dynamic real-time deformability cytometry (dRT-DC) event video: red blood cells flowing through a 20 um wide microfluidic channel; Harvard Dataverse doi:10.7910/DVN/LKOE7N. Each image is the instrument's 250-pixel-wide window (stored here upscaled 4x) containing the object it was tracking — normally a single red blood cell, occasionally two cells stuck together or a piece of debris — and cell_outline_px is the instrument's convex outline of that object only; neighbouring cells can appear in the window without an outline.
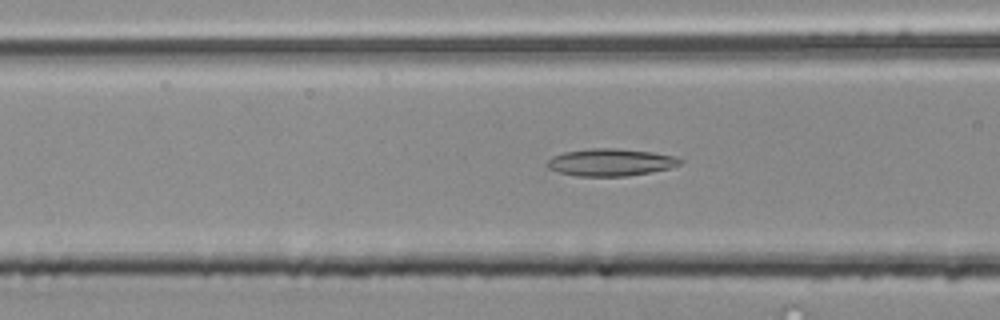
{"species": "common noctule bat (a hibernating species)", "species_latin": "Nyctalus noctula", "temperature_condition": "room temperature", "stored_images_in_passage": 53, "camera_frame_rate_fps": 3000, "um_per_image_px": 0.085, "animal": {"sex": "male", "body_mass_g": 20.4}, "frame": {"image": 1, "passage_image": 21, "time_ms": 6.667, "image_size_px": [1000, 320], "cell_outline_px": [[684, 160], [680, 164], [672, 168], [652, 172], [624, 176], [576, 176], [560, 172], [548, 168], [544, 164], [552, 156], [564, 152], [592, 148], [616, 148], [652, 152], [672, 156]], "centroid_in_image_um": [51.89, 13.8], "position_along_channel_um": 114.7, "area_um2": 21.15}}
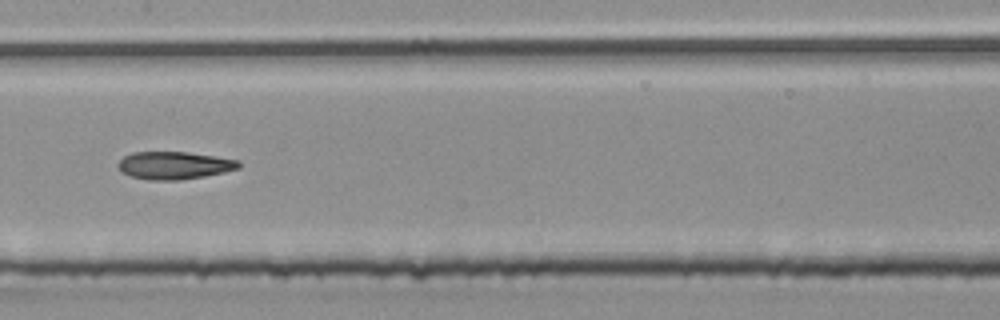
{"frame": {"image": 2, "passage_image": 27, "time_ms": 8.667, "image_size_px": [1000, 320], "cell_outline_px": [[240, 168], [224, 172], [204, 176], [180, 180], [148, 180], [132, 176], [120, 172], [116, 164], [124, 156], [132, 152], [188, 152], [240, 160]], "centroid_in_image_um": [14.79, 14.06], "position_along_channel_um": 192.6, "area_um2": 19.54}}
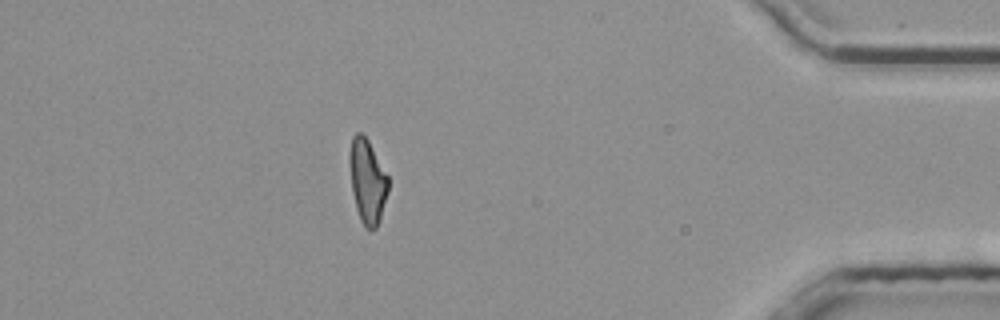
{"frame": {"image": 3, "passage_image": 47, "time_ms": 15.333, "image_size_px": [1000, 320], "cell_outline_px": [[388, 192], [376, 228], [372, 232], [360, 220], [356, 208], [352, 192], [348, 160], [348, 152], [352, 136], [356, 132], [360, 132], [368, 140], [388, 176]], "centroid_in_image_um": [31.2, 15.37], "position_along_channel_um": 404.0, "area_um2": 18.96}, "authors_computed_cell_mechanics": {"area_um2": 19.7676, "velocity_mm_per_s": 3.8916, "shape_relaxation_time_tau1_ms": null, "shape_relaxation_time_tau2_ms": 11.073, "deformation_change_tau1": null, "deformation_change_tau2": 0.2479}}